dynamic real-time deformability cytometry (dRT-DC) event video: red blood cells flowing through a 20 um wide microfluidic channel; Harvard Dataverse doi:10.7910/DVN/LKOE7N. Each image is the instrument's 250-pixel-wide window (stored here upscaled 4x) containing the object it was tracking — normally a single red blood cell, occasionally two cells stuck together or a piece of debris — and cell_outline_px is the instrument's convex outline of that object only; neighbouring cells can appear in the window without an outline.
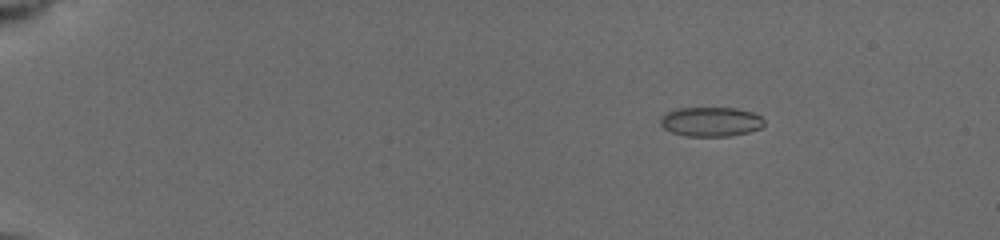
{"species": "common noctule bat (a hibernating species)", "species_latin": "Nyctalus noctula", "temperature_condition": "cold", "stored_images_in_passage": 84, "camera_frame_rate_fps": 3000, "um_per_image_px": 0.085, "animal": {"sex": "female", "body_mass_g": 19.5, "forearm_length_mm": 54.1}, "frame": {"image": 1, "passage_image": 7, "time_ms": 1.0, "image_size_px": [1000, 240], "cell_outline_px": [[764, 124], [760, 128], [748, 132], [728, 136], [684, 136], [672, 132], [664, 128], [660, 124], [660, 120], [668, 112], [676, 108], [736, 108], [752, 112], [760, 116], [764, 120]], "centroid_in_image_um": [60.43, 10.34], "position_along_channel_um": 24.6, "area_um2": 17.69}}
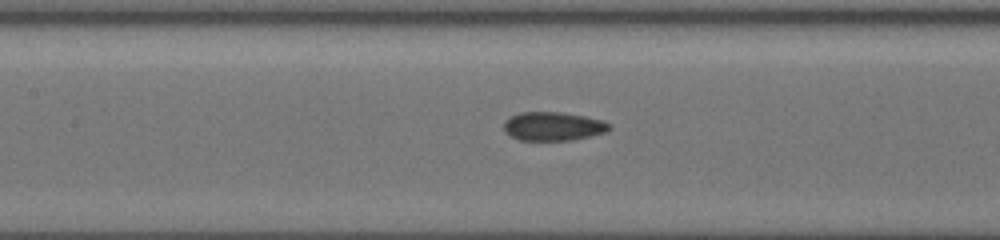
{"frame": {"image": 2, "passage_image": 39, "time_ms": 7.333, "image_size_px": [1000, 240], "cell_outline_px": [[612, 128], [604, 132], [572, 140], [520, 140], [504, 132], [504, 120], [520, 112], [560, 112], [584, 116], [604, 120], [612, 124]], "centroid_in_image_um": [47.02, 10.73], "position_along_channel_um": 160.4, "area_um2": 17.63}}
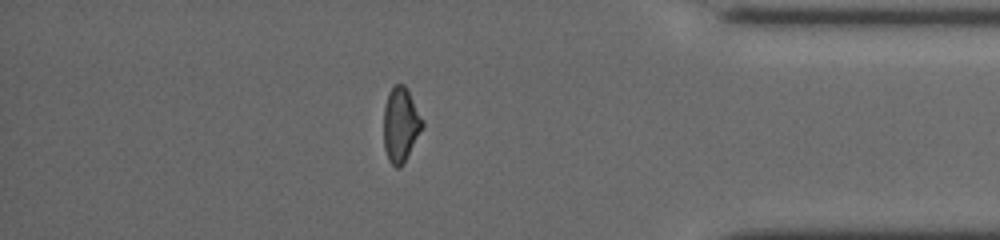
{"frame": {"image": 3, "passage_image": 73, "time_ms": 14.0, "image_size_px": [1000, 240], "cell_outline_px": [[424, 124], [404, 164], [400, 168], [396, 168], [388, 160], [384, 148], [384, 108], [388, 92], [392, 84], [404, 84], [424, 120]], "centroid_in_image_um": [34.05, 10.6], "position_along_channel_um": 401.2, "area_um2": 16.94}, "authors_computed_cell_mechanics": {"area_um2": 17.629, "velocity_mm_per_s": 3.9496, "shape_relaxation_time_tau1_ms": null, "shape_relaxation_time_tau2_ms": 1.3602, "deformation_change_tau1": null, "deformation_change_tau2": 0.0497}}